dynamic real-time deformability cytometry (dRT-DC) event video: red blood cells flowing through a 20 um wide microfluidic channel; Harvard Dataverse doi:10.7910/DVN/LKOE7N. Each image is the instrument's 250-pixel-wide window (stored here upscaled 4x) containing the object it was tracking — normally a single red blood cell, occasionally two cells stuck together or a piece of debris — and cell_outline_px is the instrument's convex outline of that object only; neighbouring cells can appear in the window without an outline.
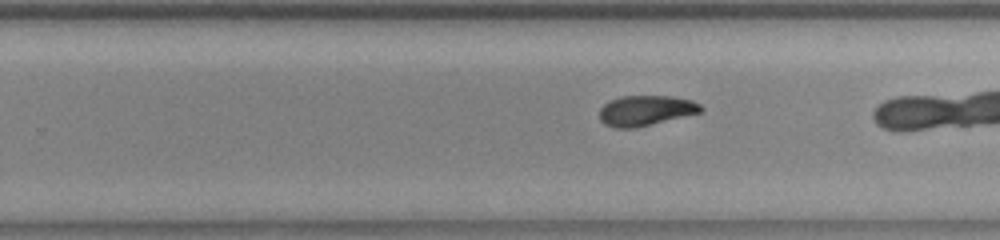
{"species": "common noctule bat (a hibernating species)", "species_latin": "Nyctalus noctula", "temperature_condition": "warm", "stored_images_in_passage": 36, "camera_frame_rate_fps": 3000, "um_per_image_px": 0.085, "animal": {"sex": "female", "body_mass_g": 23.0, "forearm_length_mm": 53.4}, "frame": {"image": 1, "passage_image": 28, "time_ms": 9.0, "image_size_px": [1000, 240], "cell_outline_px": [[704, 108], [700, 112], [636, 128], [616, 128], [604, 124], [600, 120], [600, 108], [608, 100], [620, 96], [672, 96], [692, 100], [700, 104]], "centroid_in_image_um": [54.86, 9.39], "position_along_channel_um": 274.9, "area_um2": 17.92}}